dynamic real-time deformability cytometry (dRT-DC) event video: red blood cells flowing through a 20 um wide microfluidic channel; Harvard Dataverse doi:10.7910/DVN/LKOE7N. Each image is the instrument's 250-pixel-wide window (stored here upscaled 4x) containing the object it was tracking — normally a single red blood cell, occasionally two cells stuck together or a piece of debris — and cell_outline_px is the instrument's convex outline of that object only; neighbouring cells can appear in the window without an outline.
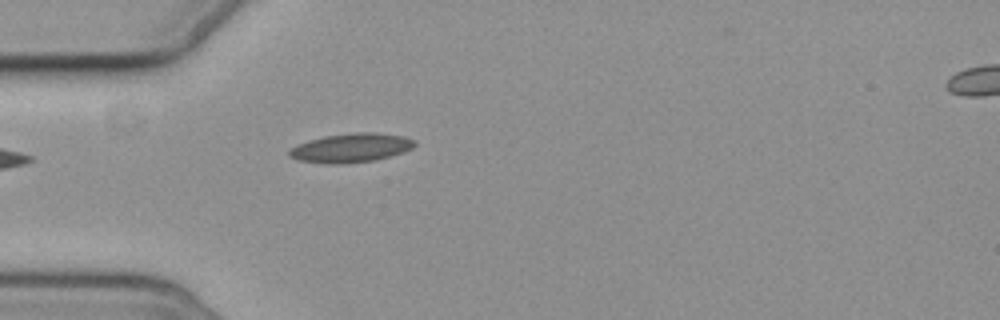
{"species": "common noctule bat (a hibernating species)", "species_latin": "Nyctalus noctula", "temperature_condition": "cold", "stored_images_in_passage": 1, "camera_frame_rate_fps": 3000, "um_per_image_px": 0.085, "animal": {"sex": "female", "body_mass_g": 19.3, "forearm_length_mm": 54.1}, "frame": {"image": 1, "passage_image": 1, "time_ms": 0.0, "image_size_px": [1000, 320], "cell_outline_px": [[416, 144], [412, 148], [404, 152], [376, 160], [336, 164], [328, 164], [296, 160], [288, 156], [288, 152], [292, 148], [300, 144], [324, 136], [356, 132], [376, 132], [404, 136], [416, 140]], "centroid_in_image_um": [29.88, 12.57], "position_along_channel_um": 55.1, "area_um2": 21.15}}